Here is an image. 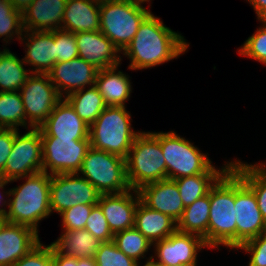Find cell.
<instances>
[{
	"instance_id": "6da1fadb",
	"label": "cell",
	"mask_w": 266,
	"mask_h": 266,
	"mask_svg": "<svg viewBox=\"0 0 266 266\" xmlns=\"http://www.w3.org/2000/svg\"><path fill=\"white\" fill-rule=\"evenodd\" d=\"M188 46L181 34L166 27L161 19L150 13L140 24L123 55L130 59L129 69L142 70L177 59Z\"/></svg>"
},
{
	"instance_id": "7a4b0ae2",
	"label": "cell",
	"mask_w": 266,
	"mask_h": 266,
	"mask_svg": "<svg viewBox=\"0 0 266 266\" xmlns=\"http://www.w3.org/2000/svg\"><path fill=\"white\" fill-rule=\"evenodd\" d=\"M26 181L6 193L14 196L8 200L5 214L8 223L25 225L38 233V223L51 214V175L46 172L26 176Z\"/></svg>"
},
{
	"instance_id": "3957f363",
	"label": "cell",
	"mask_w": 266,
	"mask_h": 266,
	"mask_svg": "<svg viewBox=\"0 0 266 266\" xmlns=\"http://www.w3.org/2000/svg\"><path fill=\"white\" fill-rule=\"evenodd\" d=\"M208 248H236L235 170L230 167L210 188Z\"/></svg>"
},
{
	"instance_id": "277c9868",
	"label": "cell",
	"mask_w": 266,
	"mask_h": 266,
	"mask_svg": "<svg viewBox=\"0 0 266 266\" xmlns=\"http://www.w3.org/2000/svg\"><path fill=\"white\" fill-rule=\"evenodd\" d=\"M141 132L131 127V114L125 106H107L89 127L91 147L126 159Z\"/></svg>"
},
{
	"instance_id": "5b68a950",
	"label": "cell",
	"mask_w": 266,
	"mask_h": 266,
	"mask_svg": "<svg viewBox=\"0 0 266 266\" xmlns=\"http://www.w3.org/2000/svg\"><path fill=\"white\" fill-rule=\"evenodd\" d=\"M127 180L132 190L166 179V163L160 132H141L125 159Z\"/></svg>"
},
{
	"instance_id": "8992f818",
	"label": "cell",
	"mask_w": 266,
	"mask_h": 266,
	"mask_svg": "<svg viewBox=\"0 0 266 266\" xmlns=\"http://www.w3.org/2000/svg\"><path fill=\"white\" fill-rule=\"evenodd\" d=\"M150 13V10L131 0L102 1L99 30L123 52Z\"/></svg>"
},
{
	"instance_id": "52a82bcc",
	"label": "cell",
	"mask_w": 266,
	"mask_h": 266,
	"mask_svg": "<svg viewBox=\"0 0 266 266\" xmlns=\"http://www.w3.org/2000/svg\"><path fill=\"white\" fill-rule=\"evenodd\" d=\"M87 179L102 194H116L131 189L125 159L90 147L78 174Z\"/></svg>"
},
{
	"instance_id": "ba28073f",
	"label": "cell",
	"mask_w": 266,
	"mask_h": 266,
	"mask_svg": "<svg viewBox=\"0 0 266 266\" xmlns=\"http://www.w3.org/2000/svg\"><path fill=\"white\" fill-rule=\"evenodd\" d=\"M160 146L166 163V178L177 179L206 173L213 165L189 140L174 131L160 132Z\"/></svg>"
},
{
	"instance_id": "9c48e42d",
	"label": "cell",
	"mask_w": 266,
	"mask_h": 266,
	"mask_svg": "<svg viewBox=\"0 0 266 266\" xmlns=\"http://www.w3.org/2000/svg\"><path fill=\"white\" fill-rule=\"evenodd\" d=\"M40 172H43L40 129L32 128L23 135L17 132L10 155L1 172L2 177L11 183Z\"/></svg>"
},
{
	"instance_id": "30bf717a",
	"label": "cell",
	"mask_w": 266,
	"mask_h": 266,
	"mask_svg": "<svg viewBox=\"0 0 266 266\" xmlns=\"http://www.w3.org/2000/svg\"><path fill=\"white\" fill-rule=\"evenodd\" d=\"M25 111V128H39L62 100L48 74L32 73L20 89ZM28 118V121H27Z\"/></svg>"
},
{
	"instance_id": "8fae6325",
	"label": "cell",
	"mask_w": 266,
	"mask_h": 266,
	"mask_svg": "<svg viewBox=\"0 0 266 266\" xmlns=\"http://www.w3.org/2000/svg\"><path fill=\"white\" fill-rule=\"evenodd\" d=\"M97 189L78 173L51 175L50 210L59 214L77 204L97 205L100 197Z\"/></svg>"
},
{
	"instance_id": "7c38bea8",
	"label": "cell",
	"mask_w": 266,
	"mask_h": 266,
	"mask_svg": "<svg viewBox=\"0 0 266 266\" xmlns=\"http://www.w3.org/2000/svg\"><path fill=\"white\" fill-rule=\"evenodd\" d=\"M43 172L50 175L78 173L88 149L90 139L71 140L56 137H41Z\"/></svg>"
},
{
	"instance_id": "4fadbf2b",
	"label": "cell",
	"mask_w": 266,
	"mask_h": 266,
	"mask_svg": "<svg viewBox=\"0 0 266 266\" xmlns=\"http://www.w3.org/2000/svg\"><path fill=\"white\" fill-rule=\"evenodd\" d=\"M236 248L266 230L253 190L235 171Z\"/></svg>"
},
{
	"instance_id": "5bb4252c",
	"label": "cell",
	"mask_w": 266,
	"mask_h": 266,
	"mask_svg": "<svg viewBox=\"0 0 266 266\" xmlns=\"http://www.w3.org/2000/svg\"><path fill=\"white\" fill-rule=\"evenodd\" d=\"M155 256L163 266L197 264V252L206 247L204 240L194 234L176 230L167 238L153 244Z\"/></svg>"
},
{
	"instance_id": "9a60e30c",
	"label": "cell",
	"mask_w": 266,
	"mask_h": 266,
	"mask_svg": "<svg viewBox=\"0 0 266 266\" xmlns=\"http://www.w3.org/2000/svg\"><path fill=\"white\" fill-rule=\"evenodd\" d=\"M98 70L93 64L78 57L70 61L55 63L47 74L63 98L88 85L90 87L95 85Z\"/></svg>"
},
{
	"instance_id": "2e32d148",
	"label": "cell",
	"mask_w": 266,
	"mask_h": 266,
	"mask_svg": "<svg viewBox=\"0 0 266 266\" xmlns=\"http://www.w3.org/2000/svg\"><path fill=\"white\" fill-rule=\"evenodd\" d=\"M39 129L41 137L71 140L89 138V126L76 114L64 98L53 108Z\"/></svg>"
},
{
	"instance_id": "e0dca14e",
	"label": "cell",
	"mask_w": 266,
	"mask_h": 266,
	"mask_svg": "<svg viewBox=\"0 0 266 266\" xmlns=\"http://www.w3.org/2000/svg\"><path fill=\"white\" fill-rule=\"evenodd\" d=\"M79 58L100 69L120 64V50L100 31L74 33Z\"/></svg>"
},
{
	"instance_id": "ac0fdd59",
	"label": "cell",
	"mask_w": 266,
	"mask_h": 266,
	"mask_svg": "<svg viewBox=\"0 0 266 266\" xmlns=\"http://www.w3.org/2000/svg\"><path fill=\"white\" fill-rule=\"evenodd\" d=\"M140 201L148 208L170 216L178 222L185 206L173 179H163L140 188Z\"/></svg>"
},
{
	"instance_id": "d6986e66",
	"label": "cell",
	"mask_w": 266,
	"mask_h": 266,
	"mask_svg": "<svg viewBox=\"0 0 266 266\" xmlns=\"http://www.w3.org/2000/svg\"><path fill=\"white\" fill-rule=\"evenodd\" d=\"M131 191H134L136 196H133ZM139 201L138 191L132 189L122 193L100 195L98 205L102 209L113 235L134 227L135 212Z\"/></svg>"
},
{
	"instance_id": "ffe728a7",
	"label": "cell",
	"mask_w": 266,
	"mask_h": 266,
	"mask_svg": "<svg viewBox=\"0 0 266 266\" xmlns=\"http://www.w3.org/2000/svg\"><path fill=\"white\" fill-rule=\"evenodd\" d=\"M40 242L34 229L7 222L0 231V266H13Z\"/></svg>"
},
{
	"instance_id": "44dd1931",
	"label": "cell",
	"mask_w": 266,
	"mask_h": 266,
	"mask_svg": "<svg viewBox=\"0 0 266 266\" xmlns=\"http://www.w3.org/2000/svg\"><path fill=\"white\" fill-rule=\"evenodd\" d=\"M24 32L20 38L21 42L27 38L24 63L34 67L31 73L47 74L56 63L55 30Z\"/></svg>"
},
{
	"instance_id": "7402d4cb",
	"label": "cell",
	"mask_w": 266,
	"mask_h": 266,
	"mask_svg": "<svg viewBox=\"0 0 266 266\" xmlns=\"http://www.w3.org/2000/svg\"><path fill=\"white\" fill-rule=\"evenodd\" d=\"M67 0H33L22 13L24 30L54 31L62 29Z\"/></svg>"
},
{
	"instance_id": "603a6c76",
	"label": "cell",
	"mask_w": 266,
	"mask_h": 266,
	"mask_svg": "<svg viewBox=\"0 0 266 266\" xmlns=\"http://www.w3.org/2000/svg\"><path fill=\"white\" fill-rule=\"evenodd\" d=\"M62 30L71 33L100 29V2L96 0H67L62 17Z\"/></svg>"
},
{
	"instance_id": "cb8c5ba5",
	"label": "cell",
	"mask_w": 266,
	"mask_h": 266,
	"mask_svg": "<svg viewBox=\"0 0 266 266\" xmlns=\"http://www.w3.org/2000/svg\"><path fill=\"white\" fill-rule=\"evenodd\" d=\"M134 227L154 244L177 230V222L170 216L152 210L139 201L135 212Z\"/></svg>"
},
{
	"instance_id": "d4e9b609",
	"label": "cell",
	"mask_w": 266,
	"mask_h": 266,
	"mask_svg": "<svg viewBox=\"0 0 266 266\" xmlns=\"http://www.w3.org/2000/svg\"><path fill=\"white\" fill-rule=\"evenodd\" d=\"M118 66L100 69L96 75L95 86L107 106H125L132 92L128 75L120 70L116 72Z\"/></svg>"
},
{
	"instance_id": "484cf974",
	"label": "cell",
	"mask_w": 266,
	"mask_h": 266,
	"mask_svg": "<svg viewBox=\"0 0 266 266\" xmlns=\"http://www.w3.org/2000/svg\"><path fill=\"white\" fill-rule=\"evenodd\" d=\"M63 231L51 245L65 256L83 259L94 258L103 243L86 229Z\"/></svg>"
},
{
	"instance_id": "4316f807",
	"label": "cell",
	"mask_w": 266,
	"mask_h": 266,
	"mask_svg": "<svg viewBox=\"0 0 266 266\" xmlns=\"http://www.w3.org/2000/svg\"><path fill=\"white\" fill-rule=\"evenodd\" d=\"M232 162L224 164L218 170L214 165L204 174L175 179L184 206L193 204L197 199L208 194L210 188L231 167Z\"/></svg>"
},
{
	"instance_id": "83f0119b",
	"label": "cell",
	"mask_w": 266,
	"mask_h": 266,
	"mask_svg": "<svg viewBox=\"0 0 266 266\" xmlns=\"http://www.w3.org/2000/svg\"><path fill=\"white\" fill-rule=\"evenodd\" d=\"M210 213L209 192L185 207L177 222V230L201 237L208 248V223Z\"/></svg>"
},
{
	"instance_id": "f1b7e54d",
	"label": "cell",
	"mask_w": 266,
	"mask_h": 266,
	"mask_svg": "<svg viewBox=\"0 0 266 266\" xmlns=\"http://www.w3.org/2000/svg\"><path fill=\"white\" fill-rule=\"evenodd\" d=\"M85 90L86 89L83 88L75 91L65 96L64 99L71 105L85 124L90 127L107 105L95 85L89 86V88Z\"/></svg>"
},
{
	"instance_id": "f546056e",
	"label": "cell",
	"mask_w": 266,
	"mask_h": 266,
	"mask_svg": "<svg viewBox=\"0 0 266 266\" xmlns=\"http://www.w3.org/2000/svg\"><path fill=\"white\" fill-rule=\"evenodd\" d=\"M23 59H19L7 48L0 51V92L20 91L30 74L24 68Z\"/></svg>"
},
{
	"instance_id": "4dcf8cb0",
	"label": "cell",
	"mask_w": 266,
	"mask_h": 266,
	"mask_svg": "<svg viewBox=\"0 0 266 266\" xmlns=\"http://www.w3.org/2000/svg\"><path fill=\"white\" fill-rule=\"evenodd\" d=\"M231 167L243 178L244 182L253 190L259 210L266 223V164L249 165L240 160L232 161Z\"/></svg>"
},
{
	"instance_id": "1f68e13d",
	"label": "cell",
	"mask_w": 266,
	"mask_h": 266,
	"mask_svg": "<svg viewBox=\"0 0 266 266\" xmlns=\"http://www.w3.org/2000/svg\"><path fill=\"white\" fill-rule=\"evenodd\" d=\"M25 127V111L18 91L0 92V128Z\"/></svg>"
},
{
	"instance_id": "d6a6232c",
	"label": "cell",
	"mask_w": 266,
	"mask_h": 266,
	"mask_svg": "<svg viewBox=\"0 0 266 266\" xmlns=\"http://www.w3.org/2000/svg\"><path fill=\"white\" fill-rule=\"evenodd\" d=\"M113 242L120 251L136 262H138L141 257L144 258V254L150 250V247L153 245L135 227L115 233Z\"/></svg>"
},
{
	"instance_id": "836d02e7",
	"label": "cell",
	"mask_w": 266,
	"mask_h": 266,
	"mask_svg": "<svg viewBox=\"0 0 266 266\" xmlns=\"http://www.w3.org/2000/svg\"><path fill=\"white\" fill-rule=\"evenodd\" d=\"M94 258L97 266H138V262L120 251L113 241L103 242Z\"/></svg>"
},
{
	"instance_id": "e575fe53",
	"label": "cell",
	"mask_w": 266,
	"mask_h": 266,
	"mask_svg": "<svg viewBox=\"0 0 266 266\" xmlns=\"http://www.w3.org/2000/svg\"><path fill=\"white\" fill-rule=\"evenodd\" d=\"M262 26L245 41L238 53L266 65V25Z\"/></svg>"
},
{
	"instance_id": "d590c367",
	"label": "cell",
	"mask_w": 266,
	"mask_h": 266,
	"mask_svg": "<svg viewBox=\"0 0 266 266\" xmlns=\"http://www.w3.org/2000/svg\"><path fill=\"white\" fill-rule=\"evenodd\" d=\"M56 63L78 58L76 37L64 30H55Z\"/></svg>"
},
{
	"instance_id": "8d00e7d4",
	"label": "cell",
	"mask_w": 266,
	"mask_h": 266,
	"mask_svg": "<svg viewBox=\"0 0 266 266\" xmlns=\"http://www.w3.org/2000/svg\"><path fill=\"white\" fill-rule=\"evenodd\" d=\"M85 229L102 242L113 241L114 235L110 230L107 219L98 204L92 208L89 218L87 219Z\"/></svg>"
},
{
	"instance_id": "74e56055",
	"label": "cell",
	"mask_w": 266,
	"mask_h": 266,
	"mask_svg": "<svg viewBox=\"0 0 266 266\" xmlns=\"http://www.w3.org/2000/svg\"><path fill=\"white\" fill-rule=\"evenodd\" d=\"M95 205L77 204L72 208L60 213L62 217L63 230H81L85 229L87 219Z\"/></svg>"
},
{
	"instance_id": "f35d334b",
	"label": "cell",
	"mask_w": 266,
	"mask_h": 266,
	"mask_svg": "<svg viewBox=\"0 0 266 266\" xmlns=\"http://www.w3.org/2000/svg\"><path fill=\"white\" fill-rule=\"evenodd\" d=\"M13 266H53L52 245L39 243Z\"/></svg>"
},
{
	"instance_id": "ab89813d",
	"label": "cell",
	"mask_w": 266,
	"mask_h": 266,
	"mask_svg": "<svg viewBox=\"0 0 266 266\" xmlns=\"http://www.w3.org/2000/svg\"><path fill=\"white\" fill-rule=\"evenodd\" d=\"M24 32L22 24V13L16 9H13L7 15H0V38L6 36L3 41H6V44L12 37L16 36L19 40L22 37ZM14 35V36H13ZM9 40H8V39Z\"/></svg>"
},
{
	"instance_id": "60d3db41",
	"label": "cell",
	"mask_w": 266,
	"mask_h": 266,
	"mask_svg": "<svg viewBox=\"0 0 266 266\" xmlns=\"http://www.w3.org/2000/svg\"><path fill=\"white\" fill-rule=\"evenodd\" d=\"M238 248L251 254L248 266H266V230Z\"/></svg>"
},
{
	"instance_id": "b9f144b4",
	"label": "cell",
	"mask_w": 266,
	"mask_h": 266,
	"mask_svg": "<svg viewBox=\"0 0 266 266\" xmlns=\"http://www.w3.org/2000/svg\"><path fill=\"white\" fill-rule=\"evenodd\" d=\"M19 129L0 128V173L4 170L14 142V136Z\"/></svg>"
},
{
	"instance_id": "7bdbcfd3",
	"label": "cell",
	"mask_w": 266,
	"mask_h": 266,
	"mask_svg": "<svg viewBox=\"0 0 266 266\" xmlns=\"http://www.w3.org/2000/svg\"><path fill=\"white\" fill-rule=\"evenodd\" d=\"M53 266H78V258L65 256L52 246Z\"/></svg>"
},
{
	"instance_id": "ee69618b",
	"label": "cell",
	"mask_w": 266,
	"mask_h": 266,
	"mask_svg": "<svg viewBox=\"0 0 266 266\" xmlns=\"http://www.w3.org/2000/svg\"><path fill=\"white\" fill-rule=\"evenodd\" d=\"M14 9L23 13L33 0H8Z\"/></svg>"
},
{
	"instance_id": "f6af8a7d",
	"label": "cell",
	"mask_w": 266,
	"mask_h": 266,
	"mask_svg": "<svg viewBox=\"0 0 266 266\" xmlns=\"http://www.w3.org/2000/svg\"><path fill=\"white\" fill-rule=\"evenodd\" d=\"M253 6L257 17L266 9V0H247Z\"/></svg>"
},
{
	"instance_id": "bcb514c9",
	"label": "cell",
	"mask_w": 266,
	"mask_h": 266,
	"mask_svg": "<svg viewBox=\"0 0 266 266\" xmlns=\"http://www.w3.org/2000/svg\"><path fill=\"white\" fill-rule=\"evenodd\" d=\"M14 7L9 3L8 0H0V15L9 14Z\"/></svg>"
},
{
	"instance_id": "7dc6e473",
	"label": "cell",
	"mask_w": 266,
	"mask_h": 266,
	"mask_svg": "<svg viewBox=\"0 0 266 266\" xmlns=\"http://www.w3.org/2000/svg\"><path fill=\"white\" fill-rule=\"evenodd\" d=\"M78 266H97L95 258H78Z\"/></svg>"
},
{
	"instance_id": "c3c4849f",
	"label": "cell",
	"mask_w": 266,
	"mask_h": 266,
	"mask_svg": "<svg viewBox=\"0 0 266 266\" xmlns=\"http://www.w3.org/2000/svg\"><path fill=\"white\" fill-rule=\"evenodd\" d=\"M139 266V262H138ZM143 266H163L160 262L153 260V256L150 257Z\"/></svg>"
},
{
	"instance_id": "681fc988",
	"label": "cell",
	"mask_w": 266,
	"mask_h": 266,
	"mask_svg": "<svg viewBox=\"0 0 266 266\" xmlns=\"http://www.w3.org/2000/svg\"><path fill=\"white\" fill-rule=\"evenodd\" d=\"M4 195H0V203H2V204H0V206L2 207V206H4L5 204L8 206V201L6 202V200L3 202L2 200H3V197ZM6 209L4 208H0V215H5L6 214Z\"/></svg>"
},
{
	"instance_id": "f907efd6",
	"label": "cell",
	"mask_w": 266,
	"mask_h": 266,
	"mask_svg": "<svg viewBox=\"0 0 266 266\" xmlns=\"http://www.w3.org/2000/svg\"><path fill=\"white\" fill-rule=\"evenodd\" d=\"M257 18V20H260L262 24L266 25V9Z\"/></svg>"
},
{
	"instance_id": "816d5d0a",
	"label": "cell",
	"mask_w": 266,
	"mask_h": 266,
	"mask_svg": "<svg viewBox=\"0 0 266 266\" xmlns=\"http://www.w3.org/2000/svg\"><path fill=\"white\" fill-rule=\"evenodd\" d=\"M6 223H7L6 216L5 215H0V231L5 226Z\"/></svg>"
},
{
	"instance_id": "f5cc1de1",
	"label": "cell",
	"mask_w": 266,
	"mask_h": 266,
	"mask_svg": "<svg viewBox=\"0 0 266 266\" xmlns=\"http://www.w3.org/2000/svg\"><path fill=\"white\" fill-rule=\"evenodd\" d=\"M8 183H10L9 181H6L3 177H2V175H1V173H0V189H4V186L6 185V184H8Z\"/></svg>"
},
{
	"instance_id": "db71d44e",
	"label": "cell",
	"mask_w": 266,
	"mask_h": 266,
	"mask_svg": "<svg viewBox=\"0 0 266 266\" xmlns=\"http://www.w3.org/2000/svg\"><path fill=\"white\" fill-rule=\"evenodd\" d=\"M131 1H133L134 3H136V4L140 5V6H143L142 4L144 2H149L150 0H131Z\"/></svg>"
},
{
	"instance_id": "11a10c76",
	"label": "cell",
	"mask_w": 266,
	"mask_h": 266,
	"mask_svg": "<svg viewBox=\"0 0 266 266\" xmlns=\"http://www.w3.org/2000/svg\"><path fill=\"white\" fill-rule=\"evenodd\" d=\"M197 264H179V265H176V266H196Z\"/></svg>"
}]
</instances>
